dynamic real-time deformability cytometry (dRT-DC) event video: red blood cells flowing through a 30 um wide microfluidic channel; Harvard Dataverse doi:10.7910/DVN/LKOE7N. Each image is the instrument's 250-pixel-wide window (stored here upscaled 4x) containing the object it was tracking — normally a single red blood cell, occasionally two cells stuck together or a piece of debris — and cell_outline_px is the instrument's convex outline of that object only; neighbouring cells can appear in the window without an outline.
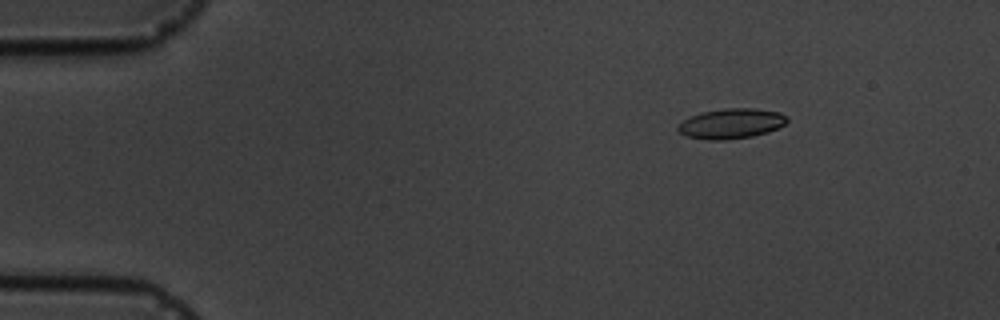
{"species": "common noctule bat (a hibernating species)", "species_latin": "Nyctalus noctula", "temperature_condition": "cold", "stored_images_in_passage": 5, "camera_frame_rate_fps": 3000, "um_per_image_px": 0.085, "animal": {"sex": "male", "body_mass_g": 19.5, "forearm_length_mm": 54.6}, "frame": {"image": 1, "passage_image": 3, "time_ms": 2.333, "image_size_px": [1000, 320], "cell_outline_px": [[788, 120], [784, 124], [768, 132], [752, 136], [728, 140], [708, 140], [688, 136], [680, 132], [676, 128], [684, 120], [700, 112], [724, 108], [752, 108], [780, 112], [788, 116]], "centroid_in_image_um": [62.17, 10.5], "position_along_channel_um": 22.8, "area_um2": 19.07}}
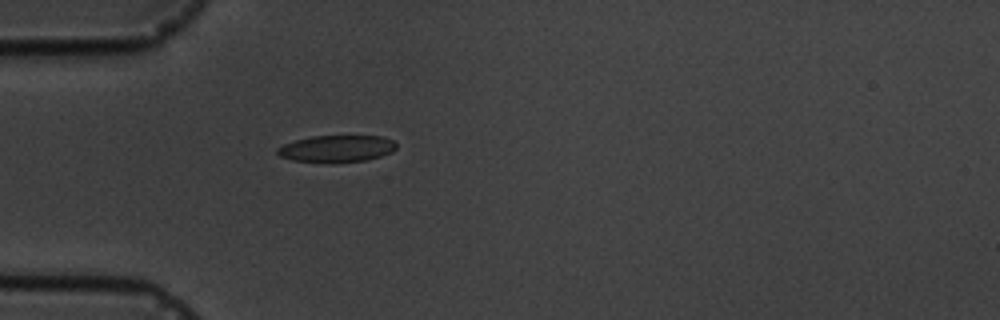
{"frame": {"image": 2, "passage_image": 5, "time_ms": 5.333, "image_size_px": [1000, 320], "cell_outline_px": [[396, 148], [392, 152], [380, 156], [364, 160], [332, 164], [292, 160], [280, 156], [276, 152], [276, 148], [284, 144], [296, 140], [312, 136], [380, 136], [392, 140], [396, 144]], "centroid_in_image_um": [28.59, 12.65], "position_along_channel_um": 56.4, "area_um2": 18.79}}